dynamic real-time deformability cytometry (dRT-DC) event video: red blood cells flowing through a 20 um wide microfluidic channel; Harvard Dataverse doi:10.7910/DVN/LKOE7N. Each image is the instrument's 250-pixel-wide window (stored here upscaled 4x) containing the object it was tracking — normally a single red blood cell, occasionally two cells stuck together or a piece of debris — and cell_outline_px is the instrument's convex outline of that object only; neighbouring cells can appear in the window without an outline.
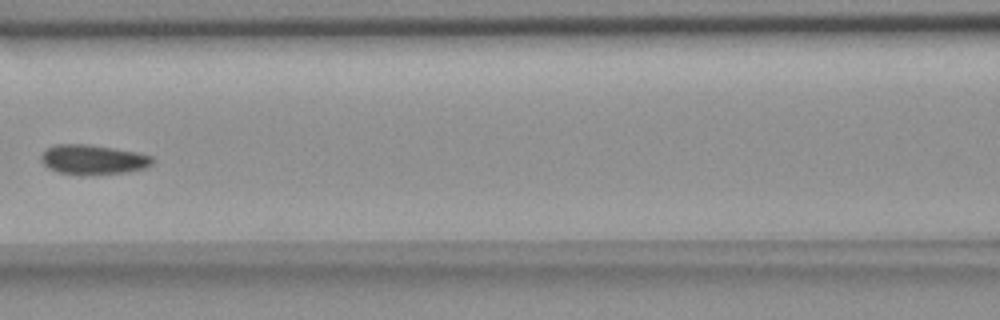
{"species": "common noctule bat (a hibernating species)", "species_latin": "Nyctalus noctula", "temperature_condition": "room temperature", "stored_images_in_passage": 8, "camera_frame_rate_fps": 3000, "um_per_image_px": 0.085, "animal": {"sex": "female", "body_mass_g": 18.4}, "frame": {"image": 1, "passage_image": 8, "time_ms": 2.333, "image_size_px": [1000, 320], "cell_outline_px": [[156, 160], [152, 164], [144, 168], [128, 172], [92, 176], [76, 176], [56, 172], [48, 168], [40, 160], [40, 156], [48, 148], [56, 144], [88, 144], [136, 152], [152, 156]], "centroid_in_image_um": [7.9, 13.6], "position_along_channel_um": 158.7, "area_um2": 19.77}}